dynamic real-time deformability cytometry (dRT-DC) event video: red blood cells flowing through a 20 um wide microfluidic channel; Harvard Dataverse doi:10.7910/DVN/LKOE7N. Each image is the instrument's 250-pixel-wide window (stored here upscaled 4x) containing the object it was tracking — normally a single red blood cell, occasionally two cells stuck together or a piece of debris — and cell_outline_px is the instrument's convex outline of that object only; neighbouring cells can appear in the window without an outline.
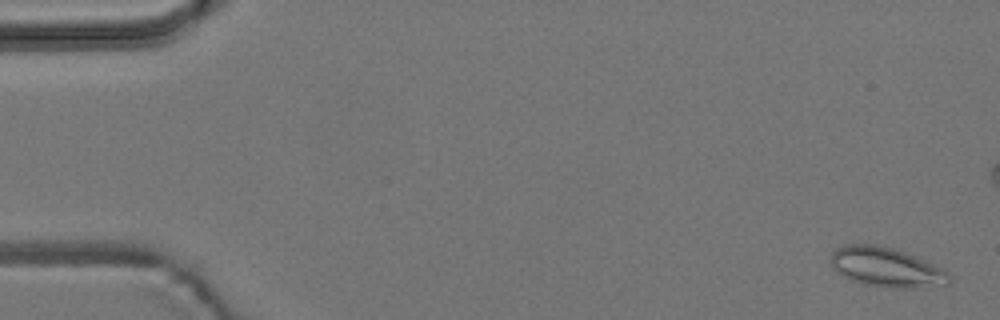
{"species": "common noctule bat (a hibernating species)", "species_latin": "Nyctalus noctula", "temperature_condition": "room temperature", "stored_images_in_passage": 7, "camera_frame_rate_fps": 3000, "um_per_image_px": 0.085, "animal": {"sex": "male", "body_mass_g": 19.2, "forearm_length_mm": 51.8}, "frame": {"image": 1, "passage_image": 1, "time_ms": 0.0, "image_size_px": [1000, 320], "cell_outline_px": [[952, 280], [948, 284], [912, 288], [900, 288], [864, 284], [852, 280], [836, 272], [832, 268], [828, 260], [832, 252], [836, 248], [844, 244], [876, 244], [892, 248], [904, 252], [944, 268], [948, 272]], "centroid_in_image_um": [75.3, 22.7], "position_along_channel_um": 9.7, "area_um2": 27.4}}
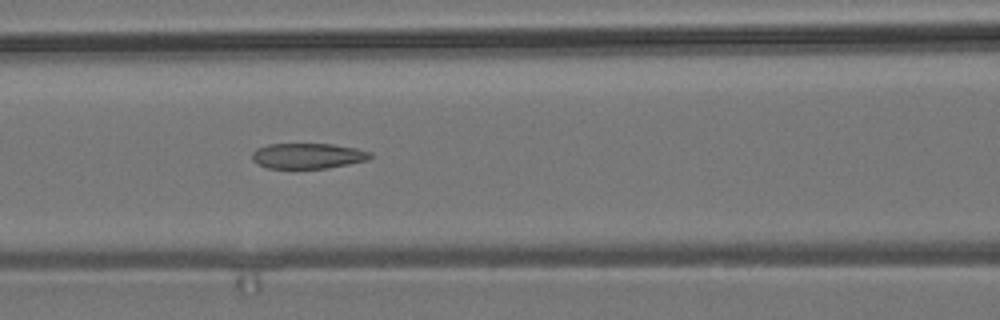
{"frame": {"image": 2, "passage_image": 7, "time_ms": 9.333, "image_size_px": [1000, 320], "cell_outline_px": [[372, 156], [368, 160], [328, 168], [268, 168], [256, 164], [252, 160], [252, 152], [256, 148], [268, 144], [332, 144], [356, 148], [372, 152]], "centroid_in_image_um": [26.15, 13.25], "position_along_channel_um": 140.5, "area_um2": 17.63}}